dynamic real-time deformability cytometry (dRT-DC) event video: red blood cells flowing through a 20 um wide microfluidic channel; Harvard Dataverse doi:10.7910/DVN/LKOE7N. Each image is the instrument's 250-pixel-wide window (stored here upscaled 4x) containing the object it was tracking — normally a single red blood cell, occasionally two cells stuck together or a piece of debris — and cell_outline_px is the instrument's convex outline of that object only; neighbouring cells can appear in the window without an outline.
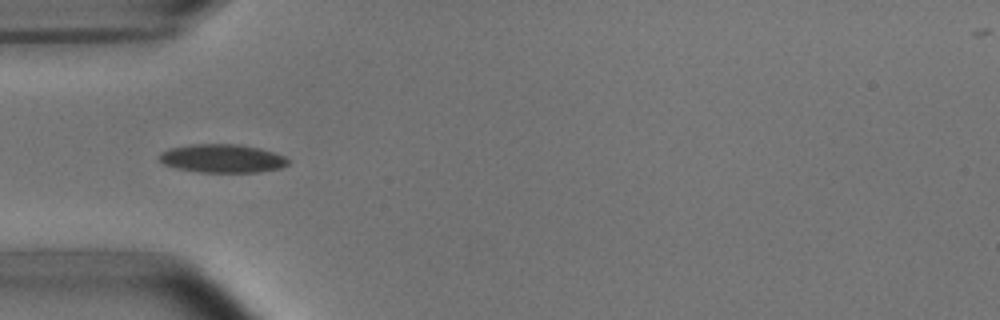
{"species": "common noctule bat (a hibernating species)", "species_latin": "Nyctalus noctula", "temperature_condition": "room temperature", "stored_images_in_passage": 37, "camera_frame_rate_fps": 3000, "um_per_image_px": 0.085, "animal": {"sex": "male", "body_mass_g": 15.6}, "frame": {"image": 1, "passage_image": 1, "time_ms": 0.0, "image_size_px": [1000, 320], "cell_outline_px": [[288, 164], [280, 168], [256, 172], [200, 172], [176, 168], [164, 164], [160, 160], [160, 152], [172, 148], [192, 144], [240, 144], [260, 148], [284, 156], [288, 160]], "centroid_in_image_um": [18.89, 13.46], "position_along_channel_um": 66.1, "area_um2": 21.15}}
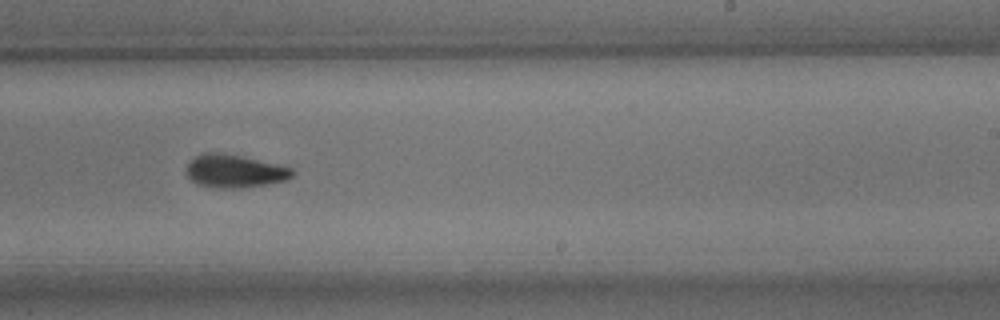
{"frame": {"image": 2, "passage_image": 17, "time_ms": 5.333, "image_size_px": [1000, 320], "cell_outline_px": [[296, 172], [288, 180], [240, 188], [212, 188], [196, 184], [188, 176], [188, 164], [196, 156], [204, 152], [220, 152], [240, 156], [276, 164], [292, 168]], "centroid_in_image_um": [19.95, 14.55], "position_along_channel_um": 269.1, "area_um2": 20.23}}
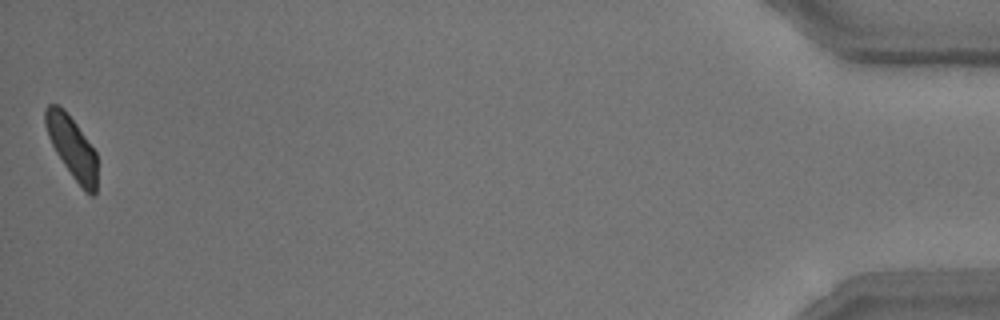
{"frame": {"image": 3, "passage_image": 37, "time_ms": 12.0, "image_size_px": [1000, 320], "cell_outline_px": [[96, 192], [92, 196], [84, 192], [72, 176], [56, 152], [48, 136], [44, 124], [44, 108], [48, 104], [56, 104], [64, 108], [76, 124], [96, 152]], "centroid_in_image_um": [6.1, 12.5], "position_along_channel_um": 429.1, "area_um2": 18.61}, "authors_computed_cell_mechanics": {"area_um2": 20.2878, "velocity_mm_per_s": 3.8004, "shape_relaxation_time_tau1_ms": 4.275, "shape_relaxation_time_tau2_ms": 3.0515, "deformation_change_tau1": 0.1265, "deformation_change_tau2": 0.0766}}